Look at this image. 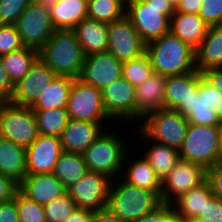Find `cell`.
<instances>
[{
    "mask_svg": "<svg viewBox=\"0 0 222 222\" xmlns=\"http://www.w3.org/2000/svg\"><path fill=\"white\" fill-rule=\"evenodd\" d=\"M153 71L162 76H175L196 70L195 49L170 31L146 44L145 52Z\"/></svg>",
    "mask_w": 222,
    "mask_h": 222,
    "instance_id": "6da1fadb",
    "label": "cell"
},
{
    "mask_svg": "<svg viewBox=\"0 0 222 222\" xmlns=\"http://www.w3.org/2000/svg\"><path fill=\"white\" fill-rule=\"evenodd\" d=\"M115 127L105 129L82 153L89 171L104 174L112 180L121 176L125 155L133 145L125 139L128 138L127 134L122 135V128L120 134V132H115L118 131Z\"/></svg>",
    "mask_w": 222,
    "mask_h": 222,
    "instance_id": "7a4b0ae2",
    "label": "cell"
},
{
    "mask_svg": "<svg viewBox=\"0 0 222 222\" xmlns=\"http://www.w3.org/2000/svg\"><path fill=\"white\" fill-rule=\"evenodd\" d=\"M39 58L57 76L75 79L80 75L85 54L73 29H55L39 50Z\"/></svg>",
    "mask_w": 222,
    "mask_h": 222,
    "instance_id": "3957f363",
    "label": "cell"
},
{
    "mask_svg": "<svg viewBox=\"0 0 222 222\" xmlns=\"http://www.w3.org/2000/svg\"><path fill=\"white\" fill-rule=\"evenodd\" d=\"M161 205L160 192L132 186L120 177L111 182L107 207L123 222H134Z\"/></svg>",
    "mask_w": 222,
    "mask_h": 222,
    "instance_id": "277c9868",
    "label": "cell"
},
{
    "mask_svg": "<svg viewBox=\"0 0 222 222\" xmlns=\"http://www.w3.org/2000/svg\"><path fill=\"white\" fill-rule=\"evenodd\" d=\"M174 12L168 0H130L125 15L147 44L170 31V18Z\"/></svg>",
    "mask_w": 222,
    "mask_h": 222,
    "instance_id": "5b68a950",
    "label": "cell"
},
{
    "mask_svg": "<svg viewBox=\"0 0 222 222\" xmlns=\"http://www.w3.org/2000/svg\"><path fill=\"white\" fill-rule=\"evenodd\" d=\"M138 129L150 140L179 150L188 130V120L179 112L161 108L145 115Z\"/></svg>",
    "mask_w": 222,
    "mask_h": 222,
    "instance_id": "8992f818",
    "label": "cell"
},
{
    "mask_svg": "<svg viewBox=\"0 0 222 222\" xmlns=\"http://www.w3.org/2000/svg\"><path fill=\"white\" fill-rule=\"evenodd\" d=\"M219 145L217 126L189 123L179 156L182 160L201 165L208 170L218 163Z\"/></svg>",
    "mask_w": 222,
    "mask_h": 222,
    "instance_id": "52a82bcc",
    "label": "cell"
},
{
    "mask_svg": "<svg viewBox=\"0 0 222 222\" xmlns=\"http://www.w3.org/2000/svg\"><path fill=\"white\" fill-rule=\"evenodd\" d=\"M38 136L35 114L30 107L9 101L0 103L1 138L27 148Z\"/></svg>",
    "mask_w": 222,
    "mask_h": 222,
    "instance_id": "ba28073f",
    "label": "cell"
},
{
    "mask_svg": "<svg viewBox=\"0 0 222 222\" xmlns=\"http://www.w3.org/2000/svg\"><path fill=\"white\" fill-rule=\"evenodd\" d=\"M66 109L69 119L107 123L112 126L116 124L105 111L102 90L86 84L78 78L73 80Z\"/></svg>",
    "mask_w": 222,
    "mask_h": 222,
    "instance_id": "9c48e42d",
    "label": "cell"
},
{
    "mask_svg": "<svg viewBox=\"0 0 222 222\" xmlns=\"http://www.w3.org/2000/svg\"><path fill=\"white\" fill-rule=\"evenodd\" d=\"M102 98L105 111L116 122V126H124L126 123L123 129L126 131L128 125L132 127L135 124L136 87L134 85L121 77L102 90Z\"/></svg>",
    "mask_w": 222,
    "mask_h": 222,
    "instance_id": "30bf717a",
    "label": "cell"
},
{
    "mask_svg": "<svg viewBox=\"0 0 222 222\" xmlns=\"http://www.w3.org/2000/svg\"><path fill=\"white\" fill-rule=\"evenodd\" d=\"M207 180V169L180 159L170 173L161 181V200L172 204L181 195L200 186Z\"/></svg>",
    "mask_w": 222,
    "mask_h": 222,
    "instance_id": "8fae6325",
    "label": "cell"
},
{
    "mask_svg": "<svg viewBox=\"0 0 222 222\" xmlns=\"http://www.w3.org/2000/svg\"><path fill=\"white\" fill-rule=\"evenodd\" d=\"M107 51L121 62L138 58L146 52V43L126 15L108 24Z\"/></svg>",
    "mask_w": 222,
    "mask_h": 222,
    "instance_id": "7c38bea8",
    "label": "cell"
},
{
    "mask_svg": "<svg viewBox=\"0 0 222 222\" xmlns=\"http://www.w3.org/2000/svg\"><path fill=\"white\" fill-rule=\"evenodd\" d=\"M15 26L23 46L37 51L45 45L55 30L51 24L50 12L33 2L20 15Z\"/></svg>",
    "mask_w": 222,
    "mask_h": 222,
    "instance_id": "4fadbf2b",
    "label": "cell"
},
{
    "mask_svg": "<svg viewBox=\"0 0 222 222\" xmlns=\"http://www.w3.org/2000/svg\"><path fill=\"white\" fill-rule=\"evenodd\" d=\"M112 179L104 174L88 171L67 189L76 208L96 211L107 207Z\"/></svg>",
    "mask_w": 222,
    "mask_h": 222,
    "instance_id": "5bb4252c",
    "label": "cell"
},
{
    "mask_svg": "<svg viewBox=\"0 0 222 222\" xmlns=\"http://www.w3.org/2000/svg\"><path fill=\"white\" fill-rule=\"evenodd\" d=\"M122 65L109 51L90 54L85 56L78 79L103 90L122 77Z\"/></svg>",
    "mask_w": 222,
    "mask_h": 222,
    "instance_id": "9a60e30c",
    "label": "cell"
},
{
    "mask_svg": "<svg viewBox=\"0 0 222 222\" xmlns=\"http://www.w3.org/2000/svg\"><path fill=\"white\" fill-rule=\"evenodd\" d=\"M56 77V73L38 57L23 79L14 84L9 102L31 107L38 99L40 91L49 87Z\"/></svg>",
    "mask_w": 222,
    "mask_h": 222,
    "instance_id": "2e32d148",
    "label": "cell"
},
{
    "mask_svg": "<svg viewBox=\"0 0 222 222\" xmlns=\"http://www.w3.org/2000/svg\"><path fill=\"white\" fill-rule=\"evenodd\" d=\"M222 93L202 76L198 91L190 100V109L183 115L189 123L201 126H218L219 118L215 109Z\"/></svg>",
    "mask_w": 222,
    "mask_h": 222,
    "instance_id": "e0dca14e",
    "label": "cell"
},
{
    "mask_svg": "<svg viewBox=\"0 0 222 222\" xmlns=\"http://www.w3.org/2000/svg\"><path fill=\"white\" fill-rule=\"evenodd\" d=\"M63 152L59 137L39 134L26 148L27 175L52 173Z\"/></svg>",
    "mask_w": 222,
    "mask_h": 222,
    "instance_id": "ac0fdd59",
    "label": "cell"
},
{
    "mask_svg": "<svg viewBox=\"0 0 222 222\" xmlns=\"http://www.w3.org/2000/svg\"><path fill=\"white\" fill-rule=\"evenodd\" d=\"M203 73L195 70L189 73L168 76L165 83V108L184 115L190 109V100L198 91Z\"/></svg>",
    "mask_w": 222,
    "mask_h": 222,
    "instance_id": "d6986e66",
    "label": "cell"
},
{
    "mask_svg": "<svg viewBox=\"0 0 222 222\" xmlns=\"http://www.w3.org/2000/svg\"><path fill=\"white\" fill-rule=\"evenodd\" d=\"M107 127L111 125L69 119L59 137L63 151L82 154Z\"/></svg>",
    "mask_w": 222,
    "mask_h": 222,
    "instance_id": "ffe728a7",
    "label": "cell"
},
{
    "mask_svg": "<svg viewBox=\"0 0 222 222\" xmlns=\"http://www.w3.org/2000/svg\"><path fill=\"white\" fill-rule=\"evenodd\" d=\"M133 147L134 146H132L131 150L125 155L120 178L132 186L149 191L161 192V180L157 177L154 169L143 154L141 155V152L138 153L139 150L136 148L132 149ZM129 154L132 155L129 156ZM136 156L139 157L137 158Z\"/></svg>",
    "mask_w": 222,
    "mask_h": 222,
    "instance_id": "44dd1931",
    "label": "cell"
},
{
    "mask_svg": "<svg viewBox=\"0 0 222 222\" xmlns=\"http://www.w3.org/2000/svg\"><path fill=\"white\" fill-rule=\"evenodd\" d=\"M129 129H132L134 132H131ZM136 129V130H135ZM130 131L129 134L132 133V136H138L135 138L137 141L146 140V148L139 147L138 143L135 141V147H138L141 154L148 160L151 167L154 169L157 177L162 181L170 171L176 166L178 161L180 160L179 150L164 145L162 143H158L155 141H150L138 128L134 126L128 128L126 132ZM140 138V139H139ZM148 141V143H147ZM144 151V152H143Z\"/></svg>",
    "mask_w": 222,
    "mask_h": 222,
    "instance_id": "7402d4cb",
    "label": "cell"
},
{
    "mask_svg": "<svg viewBox=\"0 0 222 222\" xmlns=\"http://www.w3.org/2000/svg\"><path fill=\"white\" fill-rule=\"evenodd\" d=\"M19 191L40 205H45L67 192L53 173L26 175L19 183Z\"/></svg>",
    "mask_w": 222,
    "mask_h": 222,
    "instance_id": "603a6c76",
    "label": "cell"
},
{
    "mask_svg": "<svg viewBox=\"0 0 222 222\" xmlns=\"http://www.w3.org/2000/svg\"><path fill=\"white\" fill-rule=\"evenodd\" d=\"M165 83L166 77L154 72L136 86L135 127L145 115L165 108Z\"/></svg>",
    "mask_w": 222,
    "mask_h": 222,
    "instance_id": "cb8c5ba5",
    "label": "cell"
},
{
    "mask_svg": "<svg viewBox=\"0 0 222 222\" xmlns=\"http://www.w3.org/2000/svg\"><path fill=\"white\" fill-rule=\"evenodd\" d=\"M209 25L193 13L174 12L170 18V32L196 49L205 38Z\"/></svg>",
    "mask_w": 222,
    "mask_h": 222,
    "instance_id": "d4e9b609",
    "label": "cell"
},
{
    "mask_svg": "<svg viewBox=\"0 0 222 222\" xmlns=\"http://www.w3.org/2000/svg\"><path fill=\"white\" fill-rule=\"evenodd\" d=\"M73 30L85 56L107 51L108 24L86 17Z\"/></svg>",
    "mask_w": 222,
    "mask_h": 222,
    "instance_id": "484cf974",
    "label": "cell"
},
{
    "mask_svg": "<svg viewBox=\"0 0 222 222\" xmlns=\"http://www.w3.org/2000/svg\"><path fill=\"white\" fill-rule=\"evenodd\" d=\"M195 66L200 72L222 67V25L209 26L205 38L195 49Z\"/></svg>",
    "mask_w": 222,
    "mask_h": 222,
    "instance_id": "4316f807",
    "label": "cell"
},
{
    "mask_svg": "<svg viewBox=\"0 0 222 222\" xmlns=\"http://www.w3.org/2000/svg\"><path fill=\"white\" fill-rule=\"evenodd\" d=\"M213 196L209 182L206 180L200 186L192 188L176 199L172 206L177 215L182 218L199 217L206 219L208 200Z\"/></svg>",
    "mask_w": 222,
    "mask_h": 222,
    "instance_id": "83f0119b",
    "label": "cell"
},
{
    "mask_svg": "<svg viewBox=\"0 0 222 222\" xmlns=\"http://www.w3.org/2000/svg\"><path fill=\"white\" fill-rule=\"evenodd\" d=\"M0 174L20 183L26 172V148L0 137Z\"/></svg>",
    "mask_w": 222,
    "mask_h": 222,
    "instance_id": "f1b7e54d",
    "label": "cell"
},
{
    "mask_svg": "<svg viewBox=\"0 0 222 222\" xmlns=\"http://www.w3.org/2000/svg\"><path fill=\"white\" fill-rule=\"evenodd\" d=\"M88 0H59L50 11L54 29H73L87 17Z\"/></svg>",
    "mask_w": 222,
    "mask_h": 222,
    "instance_id": "f546056e",
    "label": "cell"
},
{
    "mask_svg": "<svg viewBox=\"0 0 222 222\" xmlns=\"http://www.w3.org/2000/svg\"><path fill=\"white\" fill-rule=\"evenodd\" d=\"M73 78L57 76L56 79L40 91L36 102L30 107L32 110H48L66 108L72 88Z\"/></svg>",
    "mask_w": 222,
    "mask_h": 222,
    "instance_id": "4dcf8cb0",
    "label": "cell"
},
{
    "mask_svg": "<svg viewBox=\"0 0 222 222\" xmlns=\"http://www.w3.org/2000/svg\"><path fill=\"white\" fill-rule=\"evenodd\" d=\"M82 154L63 152L54 167L53 174L67 190L88 172Z\"/></svg>",
    "mask_w": 222,
    "mask_h": 222,
    "instance_id": "1f68e13d",
    "label": "cell"
},
{
    "mask_svg": "<svg viewBox=\"0 0 222 222\" xmlns=\"http://www.w3.org/2000/svg\"><path fill=\"white\" fill-rule=\"evenodd\" d=\"M4 69L6 70L13 84L23 79L29 72L32 64L39 57V51L23 47L22 49L13 51L9 54L1 56Z\"/></svg>",
    "mask_w": 222,
    "mask_h": 222,
    "instance_id": "d6a6232c",
    "label": "cell"
},
{
    "mask_svg": "<svg viewBox=\"0 0 222 222\" xmlns=\"http://www.w3.org/2000/svg\"><path fill=\"white\" fill-rule=\"evenodd\" d=\"M33 111L39 134L60 137L69 121L66 108Z\"/></svg>",
    "mask_w": 222,
    "mask_h": 222,
    "instance_id": "836d02e7",
    "label": "cell"
},
{
    "mask_svg": "<svg viewBox=\"0 0 222 222\" xmlns=\"http://www.w3.org/2000/svg\"><path fill=\"white\" fill-rule=\"evenodd\" d=\"M125 10L116 0H88L87 17L110 24L124 16Z\"/></svg>",
    "mask_w": 222,
    "mask_h": 222,
    "instance_id": "e575fe53",
    "label": "cell"
},
{
    "mask_svg": "<svg viewBox=\"0 0 222 222\" xmlns=\"http://www.w3.org/2000/svg\"><path fill=\"white\" fill-rule=\"evenodd\" d=\"M154 73L146 53L138 58L123 62L122 77L135 87L142 84Z\"/></svg>",
    "mask_w": 222,
    "mask_h": 222,
    "instance_id": "d590c367",
    "label": "cell"
},
{
    "mask_svg": "<svg viewBox=\"0 0 222 222\" xmlns=\"http://www.w3.org/2000/svg\"><path fill=\"white\" fill-rule=\"evenodd\" d=\"M46 222H64L76 208L75 202L66 192L61 197L55 198L43 205Z\"/></svg>",
    "mask_w": 222,
    "mask_h": 222,
    "instance_id": "8d00e7d4",
    "label": "cell"
},
{
    "mask_svg": "<svg viewBox=\"0 0 222 222\" xmlns=\"http://www.w3.org/2000/svg\"><path fill=\"white\" fill-rule=\"evenodd\" d=\"M20 222H46L43 205L28 199L20 191L15 195Z\"/></svg>",
    "mask_w": 222,
    "mask_h": 222,
    "instance_id": "74e56055",
    "label": "cell"
},
{
    "mask_svg": "<svg viewBox=\"0 0 222 222\" xmlns=\"http://www.w3.org/2000/svg\"><path fill=\"white\" fill-rule=\"evenodd\" d=\"M32 0H0V24L15 25Z\"/></svg>",
    "mask_w": 222,
    "mask_h": 222,
    "instance_id": "f35d334b",
    "label": "cell"
},
{
    "mask_svg": "<svg viewBox=\"0 0 222 222\" xmlns=\"http://www.w3.org/2000/svg\"><path fill=\"white\" fill-rule=\"evenodd\" d=\"M23 47L16 26L0 24V56L22 49Z\"/></svg>",
    "mask_w": 222,
    "mask_h": 222,
    "instance_id": "ab89813d",
    "label": "cell"
},
{
    "mask_svg": "<svg viewBox=\"0 0 222 222\" xmlns=\"http://www.w3.org/2000/svg\"><path fill=\"white\" fill-rule=\"evenodd\" d=\"M199 16L209 25H222V0H202Z\"/></svg>",
    "mask_w": 222,
    "mask_h": 222,
    "instance_id": "60d3db41",
    "label": "cell"
},
{
    "mask_svg": "<svg viewBox=\"0 0 222 222\" xmlns=\"http://www.w3.org/2000/svg\"><path fill=\"white\" fill-rule=\"evenodd\" d=\"M18 191L19 183L16 180L0 174V203L14 199Z\"/></svg>",
    "mask_w": 222,
    "mask_h": 222,
    "instance_id": "b9f144b4",
    "label": "cell"
},
{
    "mask_svg": "<svg viewBox=\"0 0 222 222\" xmlns=\"http://www.w3.org/2000/svg\"><path fill=\"white\" fill-rule=\"evenodd\" d=\"M207 181L213 195L222 201V164H216L207 170Z\"/></svg>",
    "mask_w": 222,
    "mask_h": 222,
    "instance_id": "7bdbcfd3",
    "label": "cell"
},
{
    "mask_svg": "<svg viewBox=\"0 0 222 222\" xmlns=\"http://www.w3.org/2000/svg\"><path fill=\"white\" fill-rule=\"evenodd\" d=\"M174 213L172 204H163L157 210L134 222H166Z\"/></svg>",
    "mask_w": 222,
    "mask_h": 222,
    "instance_id": "ee69618b",
    "label": "cell"
},
{
    "mask_svg": "<svg viewBox=\"0 0 222 222\" xmlns=\"http://www.w3.org/2000/svg\"><path fill=\"white\" fill-rule=\"evenodd\" d=\"M14 89V84L10 80L4 69L3 60L0 56V103L10 100Z\"/></svg>",
    "mask_w": 222,
    "mask_h": 222,
    "instance_id": "f6af8a7d",
    "label": "cell"
},
{
    "mask_svg": "<svg viewBox=\"0 0 222 222\" xmlns=\"http://www.w3.org/2000/svg\"><path fill=\"white\" fill-rule=\"evenodd\" d=\"M0 222H20L15 199L0 203Z\"/></svg>",
    "mask_w": 222,
    "mask_h": 222,
    "instance_id": "bcb514c9",
    "label": "cell"
},
{
    "mask_svg": "<svg viewBox=\"0 0 222 222\" xmlns=\"http://www.w3.org/2000/svg\"><path fill=\"white\" fill-rule=\"evenodd\" d=\"M206 215L208 222H222V201L215 195L207 202Z\"/></svg>",
    "mask_w": 222,
    "mask_h": 222,
    "instance_id": "7dc6e473",
    "label": "cell"
},
{
    "mask_svg": "<svg viewBox=\"0 0 222 222\" xmlns=\"http://www.w3.org/2000/svg\"><path fill=\"white\" fill-rule=\"evenodd\" d=\"M202 73L204 78L222 93V67L207 69Z\"/></svg>",
    "mask_w": 222,
    "mask_h": 222,
    "instance_id": "c3c4849f",
    "label": "cell"
},
{
    "mask_svg": "<svg viewBox=\"0 0 222 222\" xmlns=\"http://www.w3.org/2000/svg\"><path fill=\"white\" fill-rule=\"evenodd\" d=\"M93 211L82 208H75L64 222H92Z\"/></svg>",
    "mask_w": 222,
    "mask_h": 222,
    "instance_id": "681fc988",
    "label": "cell"
},
{
    "mask_svg": "<svg viewBox=\"0 0 222 222\" xmlns=\"http://www.w3.org/2000/svg\"><path fill=\"white\" fill-rule=\"evenodd\" d=\"M201 2L202 0H180L175 12L199 14Z\"/></svg>",
    "mask_w": 222,
    "mask_h": 222,
    "instance_id": "f907efd6",
    "label": "cell"
},
{
    "mask_svg": "<svg viewBox=\"0 0 222 222\" xmlns=\"http://www.w3.org/2000/svg\"><path fill=\"white\" fill-rule=\"evenodd\" d=\"M92 222H123L108 207L93 211Z\"/></svg>",
    "mask_w": 222,
    "mask_h": 222,
    "instance_id": "816d5d0a",
    "label": "cell"
},
{
    "mask_svg": "<svg viewBox=\"0 0 222 222\" xmlns=\"http://www.w3.org/2000/svg\"><path fill=\"white\" fill-rule=\"evenodd\" d=\"M36 5L41 6L43 9L47 11H51V9L57 4L59 0H32Z\"/></svg>",
    "mask_w": 222,
    "mask_h": 222,
    "instance_id": "f5cc1de1",
    "label": "cell"
},
{
    "mask_svg": "<svg viewBox=\"0 0 222 222\" xmlns=\"http://www.w3.org/2000/svg\"><path fill=\"white\" fill-rule=\"evenodd\" d=\"M183 222H208L206 219L199 217H187L183 218Z\"/></svg>",
    "mask_w": 222,
    "mask_h": 222,
    "instance_id": "db71d44e",
    "label": "cell"
},
{
    "mask_svg": "<svg viewBox=\"0 0 222 222\" xmlns=\"http://www.w3.org/2000/svg\"><path fill=\"white\" fill-rule=\"evenodd\" d=\"M166 222H183V218L174 213Z\"/></svg>",
    "mask_w": 222,
    "mask_h": 222,
    "instance_id": "11a10c76",
    "label": "cell"
},
{
    "mask_svg": "<svg viewBox=\"0 0 222 222\" xmlns=\"http://www.w3.org/2000/svg\"><path fill=\"white\" fill-rule=\"evenodd\" d=\"M215 112L217 113V116L219 118V121H222V97L220 99L218 109H215Z\"/></svg>",
    "mask_w": 222,
    "mask_h": 222,
    "instance_id": "9f6ffc18",
    "label": "cell"
},
{
    "mask_svg": "<svg viewBox=\"0 0 222 222\" xmlns=\"http://www.w3.org/2000/svg\"><path fill=\"white\" fill-rule=\"evenodd\" d=\"M217 128H218L219 142H222V121L219 122Z\"/></svg>",
    "mask_w": 222,
    "mask_h": 222,
    "instance_id": "6f0895ef",
    "label": "cell"
},
{
    "mask_svg": "<svg viewBox=\"0 0 222 222\" xmlns=\"http://www.w3.org/2000/svg\"><path fill=\"white\" fill-rule=\"evenodd\" d=\"M218 164H222V142H219Z\"/></svg>",
    "mask_w": 222,
    "mask_h": 222,
    "instance_id": "680465c9",
    "label": "cell"
},
{
    "mask_svg": "<svg viewBox=\"0 0 222 222\" xmlns=\"http://www.w3.org/2000/svg\"><path fill=\"white\" fill-rule=\"evenodd\" d=\"M168 2L175 9L179 5L180 0H168Z\"/></svg>",
    "mask_w": 222,
    "mask_h": 222,
    "instance_id": "91938a15",
    "label": "cell"
},
{
    "mask_svg": "<svg viewBox=\"0 0 222 222\" xmlns=\"http://www.w3.org/2000/svg\"><path fill=\"white\" fill-rule=\"evenodd\" d=\"M119 2L125 9L127 7V4L129 3L130 0H116Z\"/></svg>",
    "mask_w": 222,
    "mask_h": 222,
    "instance_id": "94428289",
    "label": "cell"
}]
</instances>
